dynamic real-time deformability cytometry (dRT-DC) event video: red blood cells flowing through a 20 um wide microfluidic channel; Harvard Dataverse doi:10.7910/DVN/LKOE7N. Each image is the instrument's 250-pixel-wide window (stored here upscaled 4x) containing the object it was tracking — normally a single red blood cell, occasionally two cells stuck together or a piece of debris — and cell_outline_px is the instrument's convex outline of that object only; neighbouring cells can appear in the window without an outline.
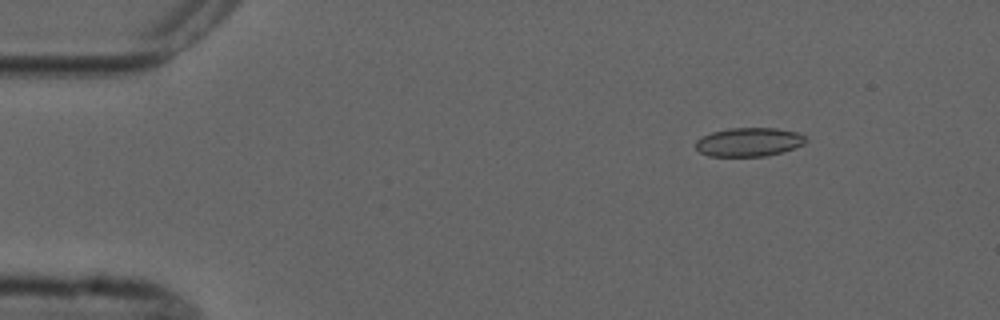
{"species": "common noctule bat (a hibernating species)", "species_latin": "Nyctalus noctula", "temperature_condition": "cold", "stored_images_in_passage": 8, "camera_frame_rate_fps": 3000, "um_per_image_px": 0.085, "animal": {"sex": "male", "forearm_length_mm": 52.5}, "frame": {"image": 1, "passage_image": 2, "time_ms": 1.0, "image_size_px": [1000, 320], "cell_outline_px": [[808, 140], [804, 144], [796, 148], [768, 156], [708, 156], [700, 152], [696, 148], [696, 140], [712, 132], [728, 128], [776, 128], [796, 132], [808, 136]], "centroid_in_image_um": [63.71, 12.07], "position_along_channel_um": 21.3, "area_um2": 18.61}}
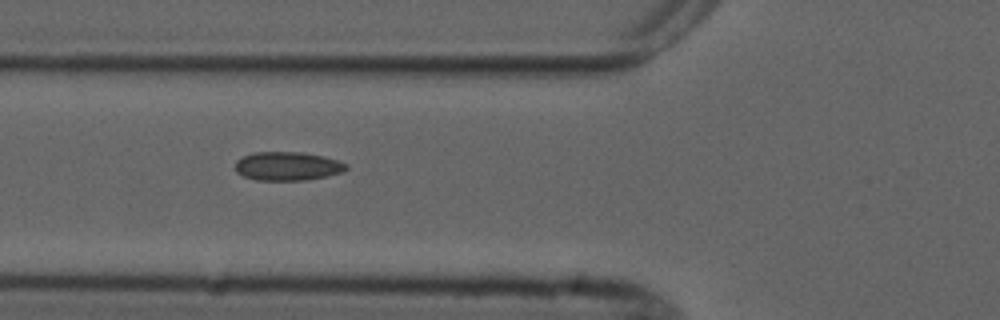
{"frame": {"image": 2, "passage_image": 5, "time_ms": 5.333, "image_size_px": [1000, 320], "cell_outline_px": [[348, 168], [344, 172], [308, 180], [256, 180], [244, 176], [236, 172], [236, 160], [244, 156], [256, 152], [304, 152], [324, 156], [348, 164]], "centroid_in_image_um": [24.47, 14.12], "position_along_channel_um": 101.3, "area_um2": 18.61}}
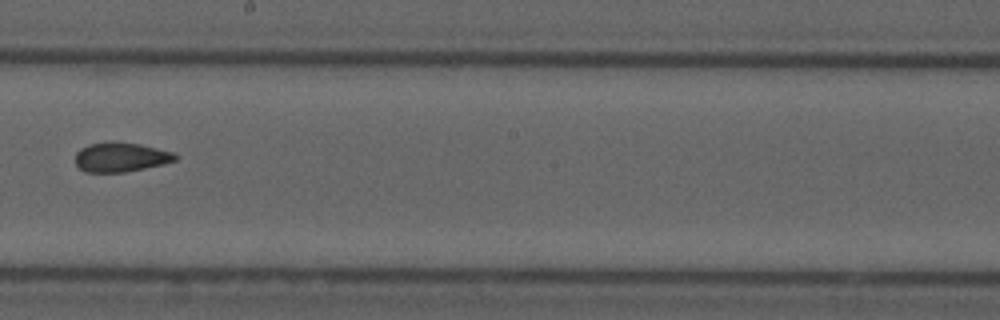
{"frame": {"image": 3, "passage_image": 8, "time_ms": 9.0, "image_size_px": [1000, 320], "cell_outline_px": [[180, 156], [176, 160], [164, 164], [124, 172], [84, 172], [76, 164], [76, 152], [80, 148], [88, 144], [112, 140], [140, 144], [172, 152]], "centroid_in_image_um": [10.25, 13.34], "position_along_channel_um": 237.9, "area_um2": 17.34}}